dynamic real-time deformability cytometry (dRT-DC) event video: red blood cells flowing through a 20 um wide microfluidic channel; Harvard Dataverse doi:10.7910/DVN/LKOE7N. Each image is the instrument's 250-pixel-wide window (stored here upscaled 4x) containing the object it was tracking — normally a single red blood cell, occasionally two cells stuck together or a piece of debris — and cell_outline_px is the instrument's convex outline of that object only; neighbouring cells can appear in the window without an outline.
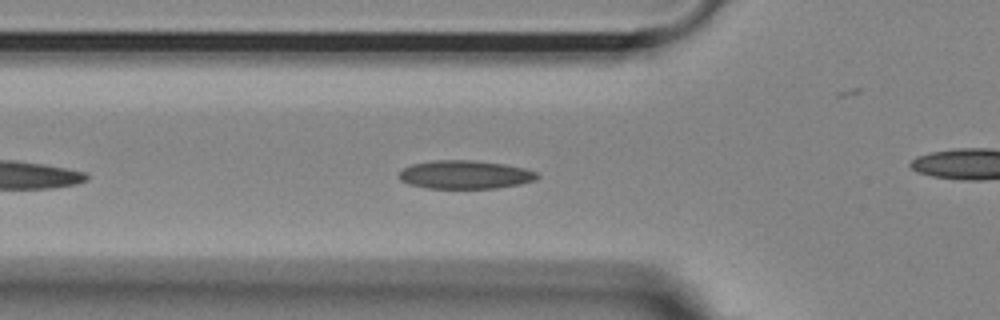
{"species": "Egyptian fruit bat (a non-hibernating species)", "species_latin": "Rousettus aegyptiacus", "temperature_condition": "room temperature", "stored_images_in_passage": 32, "camera_frame_rate_fps": 3000, "um_per_image_px": 0.085, "animal": {"sex": "female"}, "frame": {"image": 1, "passage_image": 7, "time_ms": 2.0, "image_size_px": [1000, 320], "cell_outline_px": [[540, 176], [536, 180], [520, 184], [496, 188], [424, 188], [408, 184], [400, 180], [396, 176], [404, 168], [412, 164], [436, 160], [472, 160], [504, 164], [524, 168], [536, 172]], "centroid_in_image_um": [39.51, 14.85], "position_along_channel_um": 86.3, "area_um2": 22.95}}
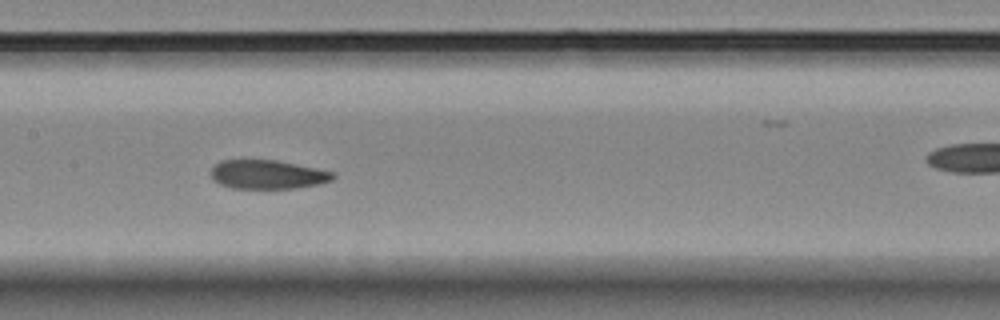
{"frame": {"image": 2, "passage_image": 15, "time_ms": 4.667, "image_size_px": [1000, 320], "cell_outline_px": [[336, 176], [332, 180], [320, 184], [296, 188], [232, 188], [220, 184], [212, 180], [208, 172], [220, 160], [276, 160], [336, 172]], "centroid_in_image_um": [22.73, 14.83], "position_along_channel_um": 184.7, "area_um2": 20.75}}
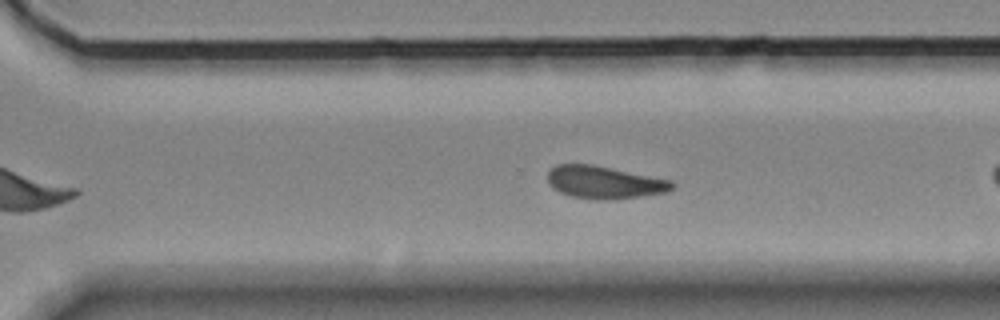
{"frame": {"image": 3, "passage_image": 23, "time_ms": 7.333, "image_size_px": [1000, 320], "cell_outline_px": [[676, 188], [668, 192], [640, 196], [572, 196], [560, 192], [552, 188], [548, 184], [548, 172], [556, 164], [592, 164], [672, 180], [676, 184]], "centroid_in_image_um": [51.4, 15.43], "position_along_channel_um": 319.2, "area_um2": 22.66}, "authors_computed_cell_mechanics": {"area_um2": 22.4264, "velocity_mm_per_s": 3.6718, "shape_relaxation_time_tau1_ms": 4.2676, "shape_relaxation_time_tau2_ms": 8.0356, "deformation_change_tau1": 0.0828, "deformation_change_tau2": 0.153}}